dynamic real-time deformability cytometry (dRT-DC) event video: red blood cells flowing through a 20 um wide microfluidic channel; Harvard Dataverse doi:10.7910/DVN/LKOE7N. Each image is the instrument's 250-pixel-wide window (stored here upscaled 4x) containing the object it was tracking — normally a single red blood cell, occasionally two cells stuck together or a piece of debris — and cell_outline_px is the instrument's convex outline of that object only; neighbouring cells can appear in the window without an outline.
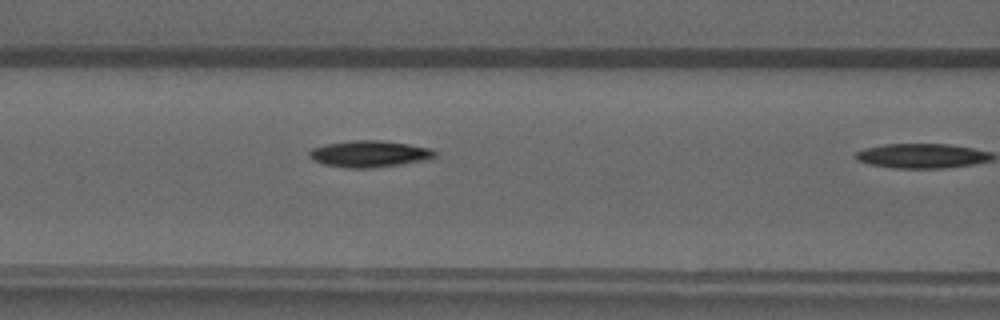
{"species": "common noctule bat (a hibernating species)", "species_latin": "Nyctalus noctula", "temperature_condition": "warm", "stored_images_in_passage": 10, "camera_frame_rate_fps": 3000, "um_per_image_px": 0.085, "animal": {"sex": "male", "forearm_length_mm": 52.5}, "frame": {"image": 1, "passage_image": 9, "time_ms": 2.667, "image_size_px": [1000, 320], "cell_outline_px": [[436, 156], [428, 160], [372, 168], [344, 168], [324, 164], [312, 160], [308, 156], [308, 152], [312, 148], [328, 144], [352, 140], [380, 140], [408, 144], [432, 148], [436, 152]], "centroid_in_image_um": [31.4, 13.08], "position_along_channel_um": 135.2, "area_um2": 19.54}}